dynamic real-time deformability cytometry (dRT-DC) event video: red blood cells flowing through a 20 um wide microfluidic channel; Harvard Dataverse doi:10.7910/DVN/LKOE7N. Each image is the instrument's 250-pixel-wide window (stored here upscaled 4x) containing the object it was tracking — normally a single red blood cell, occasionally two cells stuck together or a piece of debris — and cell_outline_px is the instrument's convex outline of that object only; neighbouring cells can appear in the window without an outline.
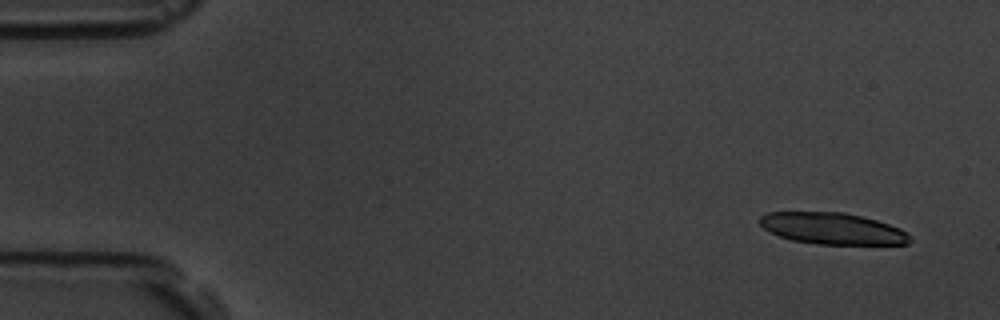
{"species": "common noctule bat (a hibernating species)", "species_latin": "Nyctalus noctula", "temperature_condition": "room temperature", "stored_images_in_passage": 4, "camera_frame_rate_fps": 3000, "um_per_image_px": 0.085, "animal": {"sex": "male", "body_mass_g": 19.5, "forearm_length_mm": 54.6}, "frame": {"image": 1, "passage_image": 1, "time_ms": 0.0, "image_size_px": [1000, 320], "cell_outline_px": [[912, 240], [908, 244], [816, 244], [792, 240], [780, 236], [764, 228], [760, 224], [760, 216], [768, 212], [844, 212], [876, 220], [900, 228], [908, 232]], "centroid_in_image_um": [70.78, 19.42], "position_along_channel_um": 14.2, "area_um2": 27.46}}